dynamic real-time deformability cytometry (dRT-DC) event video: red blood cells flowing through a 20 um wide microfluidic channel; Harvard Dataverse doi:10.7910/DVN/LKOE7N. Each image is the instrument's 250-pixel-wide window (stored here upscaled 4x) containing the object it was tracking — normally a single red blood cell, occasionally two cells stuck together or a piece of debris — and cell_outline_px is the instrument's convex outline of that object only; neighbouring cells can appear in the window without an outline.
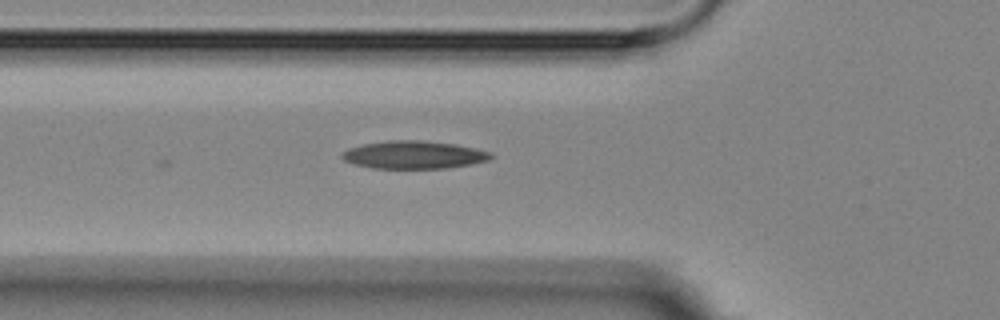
{"species": "Egyptian fruit bat (a non-hibernating species)", "species_latin": "Rousettus aegyptiacus", "temperature_condition": "room temperature", "stored_images_in_passage": 2, "camera_frame_rate_fps": 3000, "um_per_image_px": 0.085, "animal": {"sex": "female"}, "frame": {"image": 1, "passage_image": 2, "time_ms": 1.0, "image_size_px": [1000, 320], "cell_outline_px": [[492, 156], [488, 160], [472, 164], [448, 168], [372, 168], [356, 164], [344, 160], [340, 156], [340, 152], [348, 148], [364, 144], [388, 140], [420, 140], [456, 144], [476, 148], [492, 152]], "centroid_in_image_um": [35.17, 13.15], "position_along_channel_um": 90.6, "area_um2": 24.22}}